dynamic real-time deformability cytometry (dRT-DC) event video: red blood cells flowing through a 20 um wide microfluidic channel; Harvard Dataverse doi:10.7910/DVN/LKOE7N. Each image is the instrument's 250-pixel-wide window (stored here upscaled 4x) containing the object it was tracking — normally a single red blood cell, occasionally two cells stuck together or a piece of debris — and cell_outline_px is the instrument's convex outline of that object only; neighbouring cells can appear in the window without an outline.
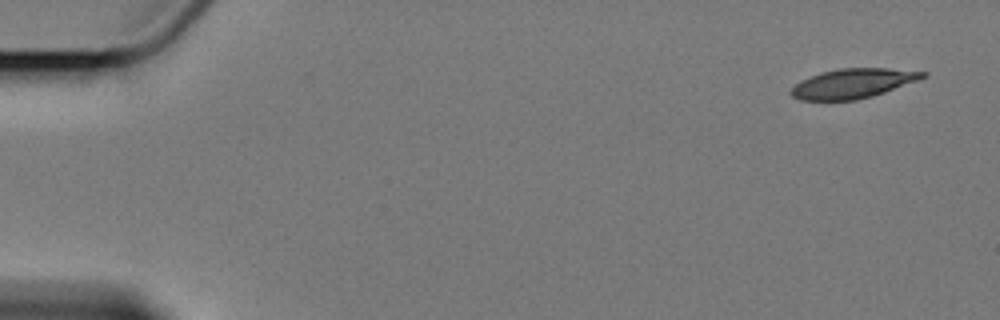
{"species": "Egyptian fruit bat (a non-hibernating species)", "species_latin": "Rousettus aegyptiacus", "temperature_condition": "cold", "stored_images_in_passage": 11, "camera_frame_rate_fps": 3000, "um_per_image_px": 0.085, "animal": {"sex": "female"}, "frame": {"image": 1, "passage_image": 1, "time_ms": 0.0, "image_size_px": [1000, 320], "cell_outline_px": [[928, 76], [884, 92], [872, 96], [856, 100], [800, 100], [792, 96], [788, 92], [800, 80], [824, 72], [840, 68], [888, 68], [928, 72]], "centroid_in_image_um": [72.5, 7.09], "position_along_channel_um": 12.5, "area_um2": 22.48}}
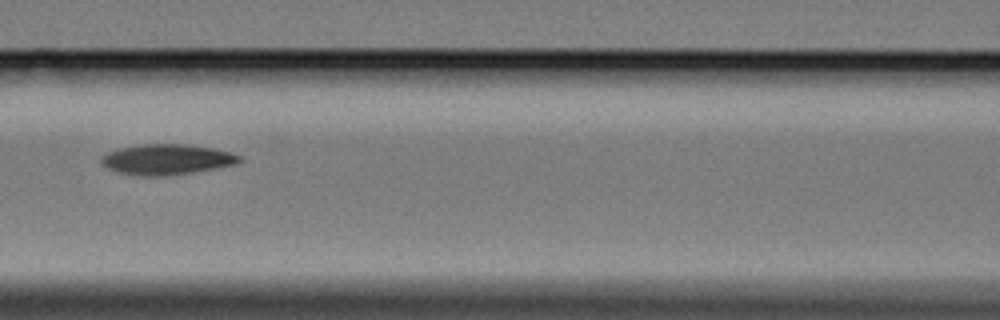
{"frame": {"image": 2, "passage_image": 7, "time_ms": 8.0, "image_size_px": [1000, 320], "cell_outline_px": [[244, 160], [236, 164], [216, 168], [168, 176], [140, 176], [116, 172], [100, 164], [100, 156], [108, 152], [120, 148], [140, 144], [184, 144], [212, 148], [232, 152], [244, 156]], "centroid_in_image_um": [14.19, 13.55], "position_along_channel_um": 152.4, "area_um2": 24.85}}
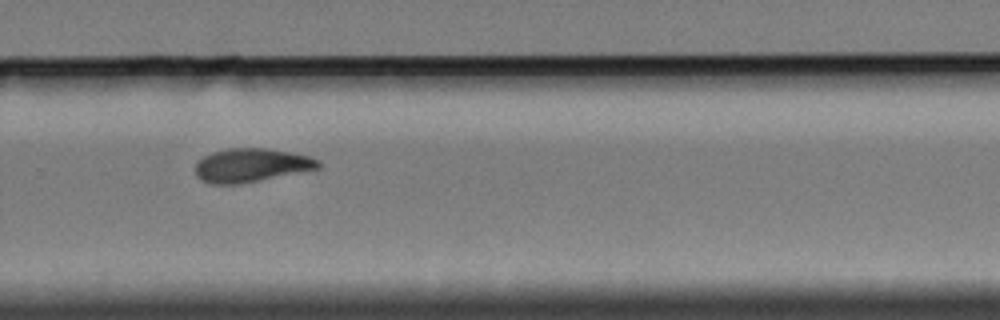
{"frame": {"image": 3, "passage_image": 11, "time_ms": 12.667, "image_size_px": [1000, 320], "cell_outline_px": [[320, 168], [240, 184], [208, 184], [200, 180], [196, 176], [196, 164], [204, 156], [212, 152], [228, 148], [268, 148], [308, 156], [320, 160]], "centroid_in_image_um": [21.33, 14.05], "position_along_channel_um": 308.5, "area_um2": 24.04}}